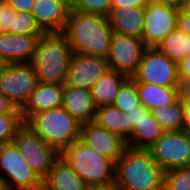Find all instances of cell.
Masks as SVG:
<instances>
[{"label":"cell","instance_id":"f35d334b","mask_svg":"<svg viewBox=\"0 0 190 190\" xmlns=\"http://www.w3.org/2000/svg\"><path fill=\"white\" fill-rule=\"evenodd\" d=\"M14 105L0 92V114L9 113L14 109Z\"/></svg>","mask_w":190,"mask_h":190},{"label":"cell","instance_id":"d6a6232c","mask_svg":"<svg viewBox=\"0 0 190 190\" xmlns=\"http://www.w3.org/2000/svg\"><path fill=\"white\" fill-rule=\"evenodd\" d=\"M151 0H111V8L119 9L124 7L144 8Z\"/></svg>","mask_w":190,"mask_h":190},{"label":"cell","instance_id":"ac0fdd59","mask_svg":"<svg viewBox=\"0 0 190 190\" xmlns=\"http://www.w3.org/2000/svg\"><path fill=\"white\" fill-rule=\"evenodd\" d=\"M63 85L39 82L21 109L24 123L36 113L62 106Z\"/></svg>","mask_w":190,"mask_h":190},{"label":"cell","instance_id":"ba28073f","mask_svg":"<svg viewBox=\"0 0 190 190\" xmlns=\"http://www.w3.org/2000/svg\"><path fill=\"white\" fill-rule=\"evenodd\" d=\"M148 151L165 172L190 166V134L184 130L165 131Z\"/></svg>","mask_w":190,"mask_h":190},{"label":"cell","instance_id":"7c38bea8","mask_svg":"<svg viewBox=\"0 0 190 190\" xmlns=\"http://www.w3.org/2000/svg\"><path fill=\"white\" fill-rule=\"evenodd\" d=\"M147 46L140 38L114 33L110 51L106 58L111 70H115L131 78L143 57Z\"/></svg>","mask_w":190,"mask_h":190},{"label":"cell","instance_id":"d590c367","mask_svg":"<svg viewBox=\"0 0 190 190\" xmlns=\"http://www.w3.org/2000/svg\"><path fill=\"white\" fill-rule=\"evenodd\" d=\"M177 69L180 84L184 80L190 78V54L183 58L179 64H177Z\"/></svg>","mask_w":190,"mask_h":190},{"label":"cell","instance_id":"74e56055","mask_svg":"<svg viewBox=\"0 0 190 190\" xmlns=\"http://www.w3.org/2000/svg\"><path fill=\"white\" fill-rule=\"evenodd\" d=\"M184 126L183 130L190 134V99H183Z\"/></svg>","mask_w":190,"mask_h":190},{"label":"cell","instance_id":"f546056e","mask_svg":"<svg viewBox=\"0 0 190 190\" xmlns=\"http://www.w3.org/2000/svg\"><path fill=\"white\" fill-rule=\"evenodd\" d=\"M15 35H42L43 32L37 26L32 13L16 12L13 17L12 28L8 32Z\"/></svg>","mask_w":190,"mask_h":190},{"label":"cell","instance_id":"bcb514c9","mask_svg":"<svg viewBox=\"0 0 190 190\" xmlns=\"http://www.w3.org/2000/svg\"><path fill=\"white\" fill-rule=\"evenodd\" d=\"M66 1L70 6H72L76 0H64Z\"/></svg>","mask_w":190,"mask_h":190},{"label":"cell","instance_id":"83f0119b","mask_svg":"<svg viewBox=\"0 0 190 190\" xmlns=\"http://www.w3.org/2000/svg\"><path fill=\"white\" fill-rule=\"evenodd\" d=\"M138 104L139 97L136 83L131 78H128L121 85L118 94L111 105L127 113L128 110L135 109V106Z\"/></svg>","mask_w":190,"mask_h":190},{"label":"cell","instance_id":"60d3db41","mask_svg":"<svg viewBox=\"0 0 190 190\" xmlns=\"http://www.w3.org/2000/svg\"><path fill=\"white\" fill-rule=\"evenodd\" d=\"M154 1L177 8V9H182L186 0H154Z\"/></svg>","mask_w":190,"mask_h":190},{"label":"cell","instance_id":"7dc6e473","mask_svg":"<svg viewBox=\"0 0 190 190\" xmlns=\"http://www.w3.org/2000/svg\"><path fill=\"white\" fill-rule=\"evenodd\" d=\"M0 190H3V185L1 183V180H0Z\"/></svg>","mask_w":190,"mask_h":190},{"label":"cell","instance_id":"4316f807","mask_svg":"<svg viewBox=\"0 0 190 190\" xmlns=\"http://www.w3.org/2000/svg\"><path fill=\"white\" fill-rule=\"evenodd\" d=\"M23 124L21 110L16 107L9 113L0 114V146L13 142L16 132Z\"/></svg>","mask_w":190,"mask_h":190},{"label":"cell","instance_id":"d6986e66","mask_svg":"<svg viewBox=\"0 0 190 190\" xmlns=\"http://www.w3.org/2000/svg\"><path fill=\"white\" fill-rule=\"evenodd\" d=\"M108 20L114 33L141 39L144 31V8L111 9Z\"/></svg>","mask_w":190,"mask_h":190},{"label":"cell","instance_id":"4dcf8cb0","mask_svg":"<svg viewBox=\"0 0 190 190\" xmlns=\"http://www.w3.org/2000/svg\"><path fill=\"white\" fill-rule=\"evenodd\" d=\"M111 0H76L71 6L72 11L98 14L108 17L111 11Z\"/></svg>","mask_w":190,"mask_h":190},{"label":"cell","instance_id":"3957f363","mask_svg":"<svg viewBox=\"0 0 190 190\" xmlns=\"http://www.w3.org/2000/svg\"><path fill=\"white\" fill-rule=\"evenodd\" d=\"M72 49L63 33H43L30 62L38 81L65 85L68 79Z\"/></svg>","mask_w":190,"mask_h":190},{"label":"cell","instance_id":"b9f144b4","mask_svg":"<svg viewBox=\"0 0 190 190\" xmlns=\"http://www.w3.org/2000/svg\"><path fill=\"white\" fill-rule=\"evenodd\" d=\"M87 190H120L117 184L111 183L108 185L88 186Z\"/></svg>","mask_w":190,"mask_h":190},{"label":"cell","instance_id":"5bb4252c","mask_svg":"<svg viewBox=\"0 0 190 190\" xmlns=\"http://www.w3.org/2000/svg\"><path fill=\"white\" fill-rule=\"evenodd\" d=\"M109 69L106 58L73 52L66 84L90 90Z\"/></svg>","mask_w":190,"mask_h":190},{"label":"cell","instance_id":"5b68a950","mask_svg":"<svg viewBox=\"0 0 190 190\" xmlns=\"http://www.w3.org/2000/svg\"><path fill=\"white\" fill-rule=\"evenodd\" d=\"M25 124L59 153L79 138L81 126L62 106L33 114Z\"/></svg>","mask_w":190,"mask_h":190},{"label":"cell","instance_id":"277c9868","mask_svg":"<svg viewBox=\"0 0 190 190\" xmlns=\"http://www.w3.org/2000/svg\"><path fill=\"white\" fill-rule=\"evenodd\" d=\"M60 157L68 163L87 186L115 182V163L98 154L79 138L66 147Z\"/></svg>","mask_w":190,"mask_h":190},{"label":"cell","instance_id":"7a4b0ae2","mask_svg":"<svg viewBox=\"0 0 190 190\" xmlns=\"http://www.w3.org/2000/svg\"><path fill=\"white\" fill-rule=\"evenodd\" d=\"M164 173L144 149L128 147L115 163V183L120 190H164Z\"/></svg>","mask_w":190,"mask_h":190},{"label":"cell","instance_id":"8d00e7d4","mask_svg":"<svg viewBox=\"0 0 190 190\" xmlns=\"http://www.w3.org/2000/svg\"><path fill=\"white\" fill-rule=\"evenodd\" d=\"M177 27L190 36V15L179 9L177 16Z\"/></svg>","mask_w":190,"mask_h":190},{"label":"cell","instance_id":"6da1fadb","mask_svg":"<svg viewBox=\"0 0 190 190\" xmlns=\"http://www.w3.org/2000/svg\"><path fill=\"white\" fill-rule=\"evenodd\" d=\"M63 34L74 53L107 58L114 31L108 17L71 10Z\"/></svg>","mask_w":190,"mask_h":190},{"label":"cell","instance_id":"9c48e42d","mask_svg":"<svg viewBox=\"0 0 190 190\" xmlns=\"http://www.w3.org/2000/svg\"><path fill=\"white\" fill-rule=\"evenodd\" d=\"M131 79L164 87H180L177 64L156 47H147Z\"/></svg>","mask_w":190,"mask_h":190},{"label":"cell","instance_id":"ab89813d","mask_svg":"<svg viewBox=\"0 0 190 190\" xmlns=\"http://www.w3.org/2000/svg\"><path fill=\"white\" fill-rule=\"evenodd\" d=\"M180 96L183 99H190V78L180 84Z\"/></svg>","mask_w":190,"mask_h":190},{"label":"cell","instance_id":"ffe728a7","mask_svg":"<svg viewBox=\"0 0 190 190\" xmlns=\"http://www.w3.org/2000/svg\"><path fill=\"white\" fill-rule=\"evenodd\" d=\"M164 132L152 112L148 110L133 126L131 136L126 141L127 146L133 149L148 150Z\"/></svg>","mask_w":190,"mask_h":190},{"label":"cell","instance_id":"d4e9b609","mask_svg":"<svg viewBox=\"0 0 190 190\" xmlns=\"http://www.w3.org/2000/svg\"><path fill=\"white\" fill-rule=\"evenodd\" d=\"M156 48L172 62L179 64L190 54V36L177 27Z\"/></svg>","mask_w":190,"mask_h":190},{"label":"cell","instance_id":"e0dca14e","mask_svg":"<svg viewBox=\"0 0 190 190\" xmlns=\"http://www.w3.org/2000/svg\"><path fill=\"white\" fill-rule=\"evenodd\" d=\"M62 107L81 125L95 120L97 106L89 89L63 85Z\"/></svg>","mask_w":190,"mask_h":190},{"label":"cell","instance_id":"1f68e13d","mask_svg":"<svg viewBox=\"0 0 190 190\" xmlns=\"http://www.w3.org/2000/svg\"><path fill=\"white\" fill-rule=\"evenodd\" d=\"M15 14L16 11L6 0H0V28L2 32H9L11 30Z\"/></svg>","mask_w":190,"mask_h":190},{"label":"cell","instance_id":"8fae6325","mask_svg":"<svg viewBox=\"0 0 190 190\" xmlns=\"http://www.w3.org/2000/svg\"><path fill=\"white\" fill-rule=\"evenodd\" d=\"M179 9L151 0L144 7V31L141 39L147 47H156L177 28Z\"/></svg>","mask_w":190,"mask_h":190},{"label":"cell","instance_id":"52a82bcc","mask_svg":"<svg viewBox=\"0 0 190 190\" xmlns=\"http://www.w3.org/2000/svg\"><path fill=\"white\" fill-rule=\"evenodd\" d=\"M0 180L7 190H30L42 184L14 142L0 146Z\"/></svg>","mask_w":190,"mask_h":190},{"label":"cell","instance_id":"484cf974","mask_svg":"<svg viewBox=\"0 0 190 190\" xmlns=\"http://www.w3.org/2000/svg\"><path fill=\"white\" fill-rule=\"evenodd\" d=\"M151 112L164 131L183 130L184 107L181 96L170 105L159 106L152 109Z\"/></svg>","mask_w":190,"mask_h":190},{"label":"cell","instance_id":"f6af8a7d","mask_svg":"<svg viewBox=\"0 0 190 190\" xmlns=\"http://www.w3.org/2000/svg\"><path fill=\"white\" fill-rule=\"evenodd\" d=\"M30 190H49V189L42 183L40 186L32 188Z\"/></svg>","mask_w":190,"mask_h":190},{"label":"cell","instance_id":"603a6c76","mask_svg":"<svg viewBox=\"0 0 190 190\" xmlns=\"http://www.w3.org/2000/svg\"><path fill=\"white\" fill-rule=\"evenodd\" d=\"M94 122L109 132L121 136L126 141L130 138L128 114L112 105L97 107Z\"/></svg>","mask_w":190,"mask_h":190},{"label":"cell","instance_id":"7bdbcfd3","mask_svg":"<svg viewBox=\"0 0 190 190\" xmlns=\"http://www.w3.org/2000/svg\"><path fill=\"white\" fill-rule=\"evenodd\" d=\"M182 10L189 14L190 15V0H186L183 7H182Z\"/></svg>","mask_w":190,"mask_h":190},{"label":"cell","instance_id":"30bf717a","mask_svg":"<svg viewBox=\"0 0 190 190\" xmlns=\"http://www.w3.org/2000/svg\"><path fill=\"white\" fill-rule=\"evenodd\" d=\"M38 83L37 74L30 63L7 64L0 74V92L20 110Z\"/></svg>","mask_w":190,"mask_h":190},{"label":"cell","instance_id":"cb8c5ba5","mask_svg":"<svg viewBox=\"0 0 190 190\" xmlns=\"http://www.w3.org/2000/svg\"><path fill=\"white\" fill-rule=\"evenodd\" d=\"M127 79L124 74L109 69L90 89L95 105H111Z\"/></svg>","mask_w":190,"mask_h":190},{"label":"cell","instance_id":"7402d4cb","mask_svg":"<svg viewBox=\"0 0 190 190\" xmlns=\"http://www.w3.org/2000/svg\"><path fill=\"white\" fill-rule=\"evenodd\" d=\"M139 103L147 110L167 106L180 97V87H164L155 84L135 82Z\"/></svg>","mask_w":190,"mask_h":190},{"label":"cell","instance_id":"2e32d148","mask_svg":"<svg viewBox=\"0 0 190 190\" xmlns=\"http://www.w3.org/2000/svg\"><path fill=\"white\" fill-rule=\"evenodd\" d=\"M41 35L0 34V58L7 64L30 63Z\"/></svg>","mask_w":190,"mask_h":190},{"label":"cell","instance_id":"f1b7e54d","mask_svg":"<svg viewBox=\"0 0 190 190\" xmlns=\"http://www.w3.org/2000/svg\"><path fill=\"white\" fill-rule=\"evenodd\" d=\"M164 190H190V166L166 171Z\"/></svg>","mask_w":190,"mask_h":190},{"label":"cell","instance_id":"e575fe53","mask_svg":"<svg viewBox=\"0 0 190 190\" xmlns=\"http://www.w3.org/2000/svg\"><path fill=\"white\" fill-rule=\"evenodd\" d=\"M147 111L148 110L141 103L136 105L135 109L128 110L127 114H128L129 123H130V136H131L132 129L135 123H137L141 115L145 114Z\"/></svg>","mask_w":190,"mask_h":190},{"label":"cell","instance_id":"8992f818","mask_svg":"<svg viewBox=\"0 0 190 190\" xmlns=\"http://www.w3.org/2000/svg\"><path fill=\"white\" fill-rule=\"evenodd\" d=\"M13 142L34 174L43 181L52 169L60 153L48 145L25 123L18 129Z\"/></svg>","mask_w":190,"mask_h":190},{"label":"cell","instance_id":"ee69618b","mask_svg":"<svg viewBox=\"0 0 190 190\" xmlns=\"http://www.w3.org/2000/svg\"><path fill=\"white\" fill-rule=\"evenodd\" d=\"M6 65L7 63L2 58H0V74L2 73Z\"/></svg>","mask_w":190,"mask_h":190},{"label":"cell","instance_id":"9a60e30c","mask_svg":"<svg viewBox=\"0 0 190 190\" xmlns=\"http://www.w3.org/2000/svg\"><path fill=\"white\" fill-rule=\"evenodd\" d=\"M70 11L64 0H36L31 13L43 33H63Z\"/></svg>","mask_w":190,"mask_h":190},{"label":"cell","instance_id":"4fadbf2b","mask_svg":"<svg viewBox=\"0 0 190 190\" xmlns=\"http://www.w3.org/2000/svg\"><path fill=\"white\" fill-rule=\"evenodd\" d=\"M79 139L98 154L116 163L128 148L126 140L98 126L95 122L80 126Z\"/></svg>","mask_w":190,"mask_h":190},{"label":"cell","instance_id":"836d02e7","mask_svg":"<svg viewBox=\"0 0 190 190\" xmlns=\"http://www.w3.org/2000/svg\"><path fill=\"white\" fill-rule=\"evenodd\" d=\"M16 12H29L33 10L36 0H6Z\"/></svg>","mask_w":190,"mask_h":190},{"label":"cell","instance_id":"44dd1931","mask_svg":"<svg viewBox=\"0 0 190 190\" xmlns=\"http://www.w3.org/2000/svg\"><path fill=\"white\" fill-rule=\"evenodd\" d=\"M42 183L49 190H87L86 183L59 157Z\"/></svg>","mask_w":190,"mask_h":190}]
</instances>
